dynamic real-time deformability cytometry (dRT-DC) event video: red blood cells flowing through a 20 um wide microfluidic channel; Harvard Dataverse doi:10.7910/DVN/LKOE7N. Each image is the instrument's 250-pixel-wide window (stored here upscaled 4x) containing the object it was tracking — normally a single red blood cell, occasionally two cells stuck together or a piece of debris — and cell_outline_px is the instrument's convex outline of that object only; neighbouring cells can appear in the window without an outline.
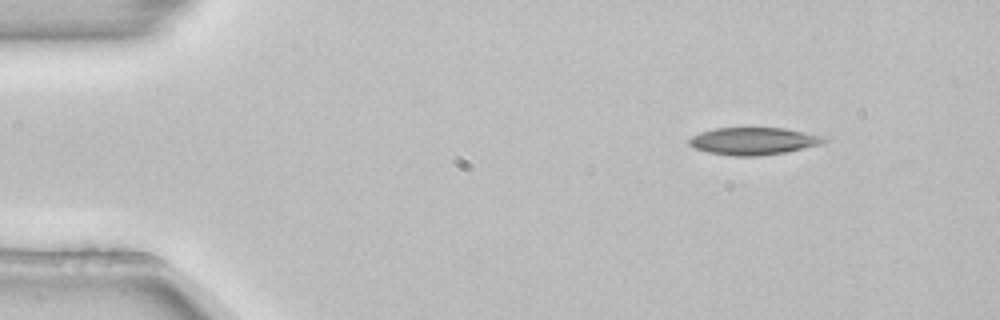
{"species": "common noctule bat (a hibernating species)", "species_latin": "Nyctalus noctula", "temperature_condition": "room temperature", "stored_images_in_passage": 4, "camera_frame_rate_fps": 3000, "um_per_image_px": 0.085, "animal": {"sex": "female", "body_mass_g": 22.7, "forearm_length_mm": 54.2}, "frame": {"image": 1, "passage_image": 1, "time_ms": 0.0, "image_size_px": [1000, 320], "cell_outline_px": [[828, 140], [820, 144], [784, 152], [756, 156], [732, 156], [708, 152], [696, 148], [688, 144], [688, 140], [692, 136], [700, 132], [716, 128], [784, 128], [824, 136]], "centroid_in_image_um": [64.02, 11.99], "position_along_channel_um": 21.0, "area_um2": 21.27}}
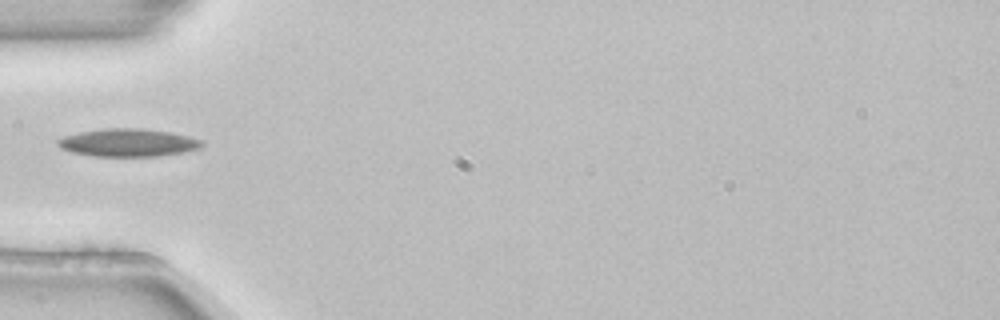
{"frame": {"image": 2, "passage_image": 4, "time_ms": 1.0, "image_size_px": [1000, 320], "cell_outline_px": [[204, 144], [200, 148], [180, 152], [156, 156], [96, 156], [72, 152], [60, 148], [56, 144], [56, 140], [64, 136], [80, 132], [104, 128], [140, 128], [172, 132], [204, 140]], "centroid_in_image_um": [10.88, 12.11], "position_along_channel_um": 74.1, "area_um2": 23.35}}